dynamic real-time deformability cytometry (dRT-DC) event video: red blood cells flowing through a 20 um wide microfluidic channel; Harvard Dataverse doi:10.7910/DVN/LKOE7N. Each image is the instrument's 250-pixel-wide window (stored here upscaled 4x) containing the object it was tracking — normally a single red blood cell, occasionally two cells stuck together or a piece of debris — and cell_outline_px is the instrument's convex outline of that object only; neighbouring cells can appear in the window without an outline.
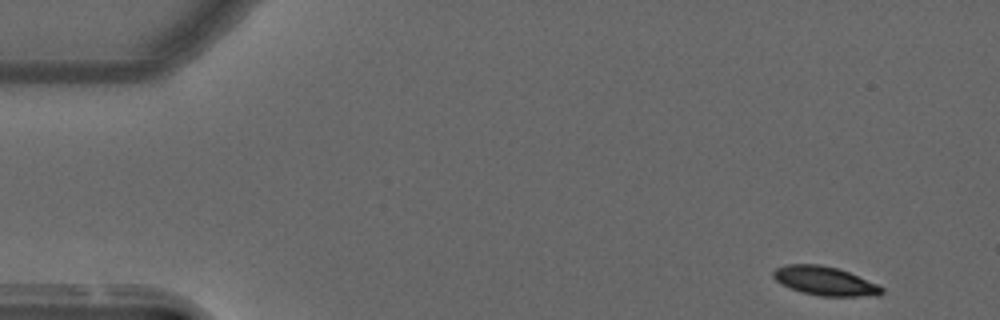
{"species": "common noctule bat (a hibernating species)", "species_latin": "Nyctalus noctula", "temperature_condition": "warm", "stored_images_in_passage": 23, "camera_frame_rate_fps": 3000, "um_per_image_px": 0.085, "animal": {"sex": "male", "forearm_length_mm": 52.5}, "frame": {"image": 1, "passage_image": 1, "time_ms": 0.0, "image_size_px": [1000, 320], "cell_outline_px": [[884, 292], [880, 296], [820, 296], [804, 292], [780, 284], [772, 276], [772, 272], [776, 268], [788, 264], [820, 264], [836, 268], [848, 272], [876, 284], [884, 288]], "centroid_in_image_um": [70.11, 23.88], "position_along_channel_um": 14.9, "area_um2": 18.09}}
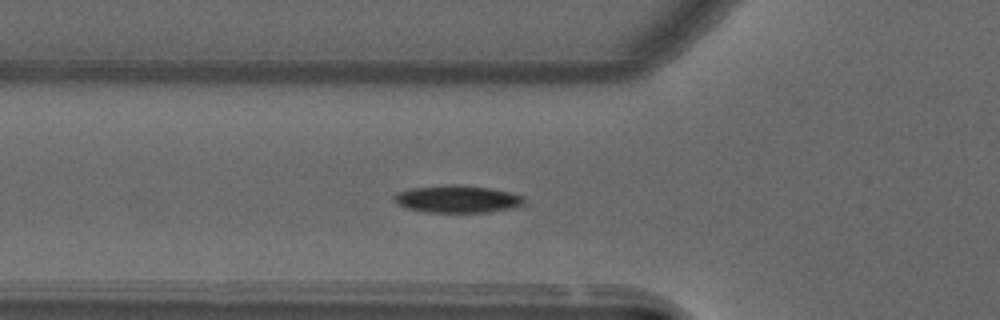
{"frame": {"image": 2, "passage_image": 16, "time_ms": 5.0, "image_size_px": [1000, 320], "cell_outline_px": [[524, 204], [512, 208], [488, 212], [428, 212], [408, 208], [396, 204], [392, 196], [396, 192], [412, 188], [448, 184], [460, 184], [492, 188], [512, 192], [524, 196]], "centroid_in_image_um": [38.88, 16.9], "position_along_channel_um": 86.9, "area_um2": 20.98}}
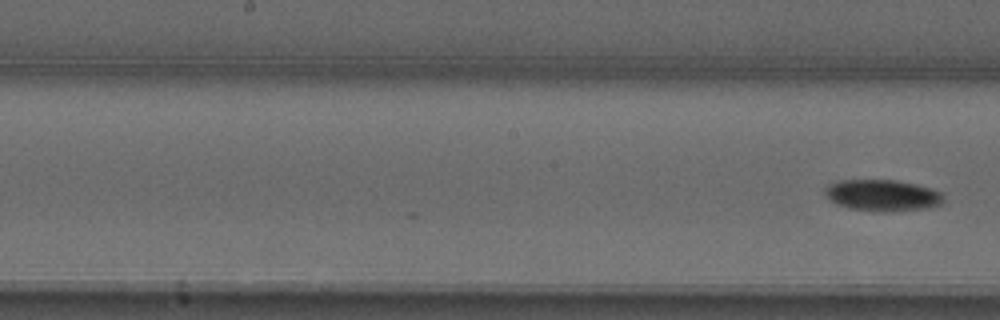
{"frame": {"image": 3, "passage_image": 23, "time_ms": 7.333, "image_size_px": [1000, 320], "cell_outline_px": [[944, 200], [940, 204], [928, 208], [848, 208], [836, 204], [828, 200], [824, 192], [824, 188], [828, 184], [840, 180], [896, 180], [932, 188], [944, 192]], "centroid_in_image_um": [74.98, 16.53], "position_along_channel_um": 173.2, "area_um2": 20.81}}